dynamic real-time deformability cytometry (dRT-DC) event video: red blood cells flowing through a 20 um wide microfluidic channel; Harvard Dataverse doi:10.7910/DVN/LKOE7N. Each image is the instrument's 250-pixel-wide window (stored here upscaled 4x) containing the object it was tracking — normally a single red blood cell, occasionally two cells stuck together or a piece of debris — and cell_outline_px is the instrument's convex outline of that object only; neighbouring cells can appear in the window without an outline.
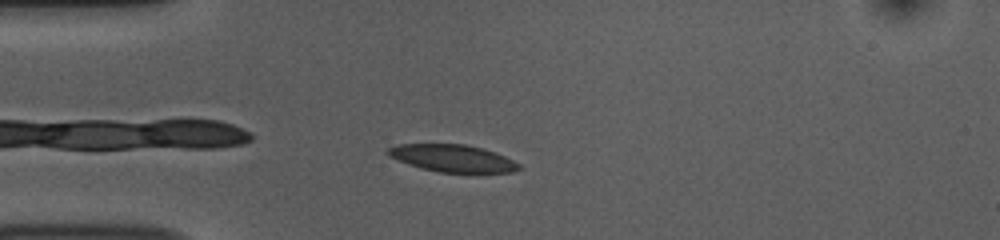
{"species": "common noctule bat (a hibernating species)", "species_latin": "Nyctalus noctula", "temperature_condition": "room temperature", "stored_images_in_passage": 42, "camera_frame_rate_fps": 3000, "um_per_image_px": 0.085, "animal": {"sex": "female", "body_mass_g": 10.0, "forearm_length_mm": 53.1}, "frame": {"image": 1, "passage_image": 2, "time_ms": 0.333, "image_size_px": [1000, 240], "cell_outline_px": [[520, 168], [512, 172], [440, 172], [420, 168], [408, 164], [388, 156], [388, 148], [396, 144], [464, 144], [480, 148], [504, 156], [520, 164]], "centroid_in_image_um": [38.42, 13.45], "position_along_channel_um": 46.6, "area_um2": 20.46}}
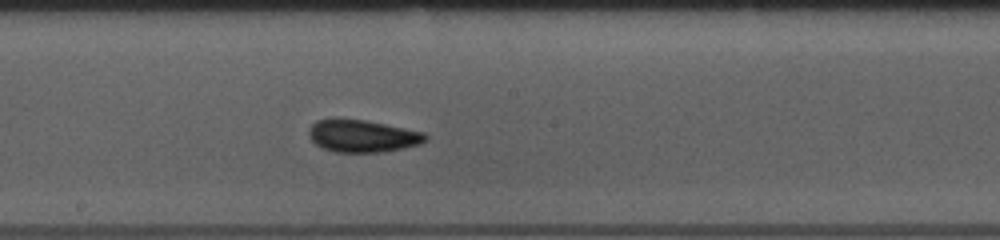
{"frame": {"image": 2, "passage_image": 17, "time_ms": 5.333, "image_size_px": [1000, 240], "cell_outline_px": [[428, 140], [420, 144], [384, 152], [336, 152], [324, 148], [316, 144], [308, 136], [308, 128], [316, 120], [336, 116], [368, 120], [424, 132], [428, 136]], "centroid_in_image_um": [30.78, 11.52], "position_along_channel_um": 217.4, "area_um2": 22.6}}
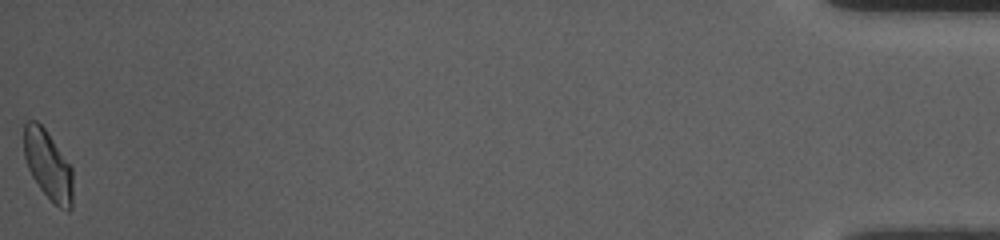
{"frame": {"image": 3, "passage_image": 42, "time_ms": 13.667, "image_size_px": [1000, 240], "cell_outline_px": [[72, 208], [68, 212], [60, 208], [40, 188], [32, 176], [28, 168], [24, 156], [24, 124], [28, 120], [36, 120], [44, 128], [72, 168]], "centroid_in_image_um": [4.08, 14.03], "position_along_channel_um": 431.1, "area_um2": 19.42}, "authors_computed_cell_mechanics": {"area_um2": 20.6924, "velocity_mm_per_s": 3.7255, "shape_relaxation_time_tau1_ms": 4.1362, "shape_relaxation_time_tau2_ms": 4.2314, "deformation_change_tau1": 0.0942, "deformation_change_tau2": 0.0832}}